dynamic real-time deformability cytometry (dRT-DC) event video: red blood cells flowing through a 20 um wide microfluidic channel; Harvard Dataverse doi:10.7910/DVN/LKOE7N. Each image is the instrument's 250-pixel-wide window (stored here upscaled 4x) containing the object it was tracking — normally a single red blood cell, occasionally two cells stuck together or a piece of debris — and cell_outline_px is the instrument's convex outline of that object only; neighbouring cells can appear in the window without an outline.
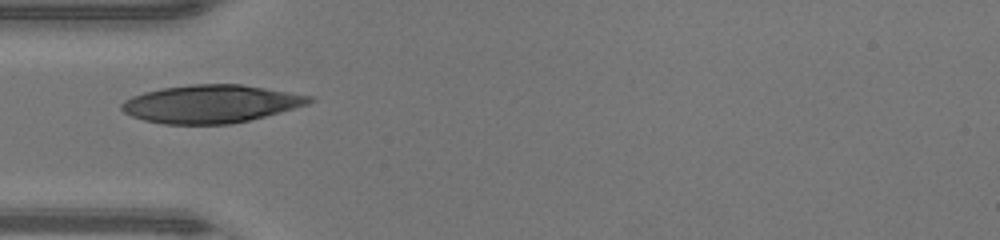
{"species": "human", "species_latin": "Homo sapiens", "temperature_condition": "warm", "stored_images_in_passage": 29, "camera_frame_rate_fps": 3000, "um_per_image_px": 0.085, "donor": {"sex": "male"}, "frame": {"image": 1, "passage_image": 1, "time_ms": 0.0, "image_size_px": [1000, 240], "cell_outline_px": [[316, 100], [308, 104], [280, 112], [248, 120], [228, 124], [164, 124], [144, 120], [132, 116], [124, 112], [120, 108], [120, 104], [124, 100], [132, 96], [144, 92], [160, 88], [192, 84], [240, 84], [316, 96]], "centroid_in_image_um": [17.93, 8.82], "position_along_channel_um": 67.1, "area_um2": 41.56}}
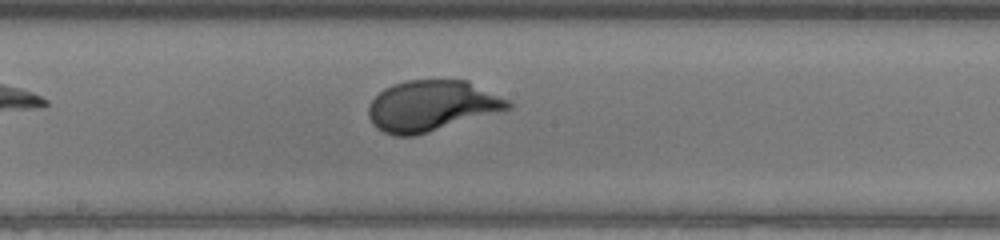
{"frame": {"image": 2, "passage_image": 11, "time_ms": 3.333, "image_size_px": [1000, 240], "cell_outline_px": [[512, 108], [416, 136], [396, 136], [384, 132], [376, 128], [372, 124], [368, 116], [368, 104], [384, 88], [408, 80], [468, 80], [508, 100], [512, 104]], "centroid_in_image_um": [36.67, 9.01], "position_along_channel_um": 211.5, "area_um2": 41.21}}
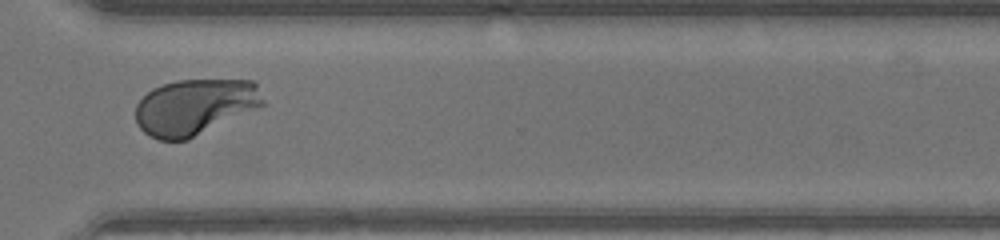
{"frame": {"image": 3, "passage_image": 21, "time_ms": 6.667, "image_size_px": [1000, 240], "cell_outline_px": [[264, 104], [260, 108], [188, 140], [160, 140], [148, 136], [136, 124], [136, 104], [152, 88], [176, 80], [252, 80], [256, 84], [264, 100]], "centroid_in_image_um": [16.57, 9.1], "position_along_channel_um": 354.0, "area_um2": 41.85}, "authors_computed_cell_mechanics": {"area_um2": 40.9802, "velocity_mm_per_s": 4.2911, "shape_relaxation_time_tau1_ms": 2.1271, "shape_relaxation_time_tau2_ms": null, "deformation_change_tau1": 0.1776, "deformation_change_tau2": null}}